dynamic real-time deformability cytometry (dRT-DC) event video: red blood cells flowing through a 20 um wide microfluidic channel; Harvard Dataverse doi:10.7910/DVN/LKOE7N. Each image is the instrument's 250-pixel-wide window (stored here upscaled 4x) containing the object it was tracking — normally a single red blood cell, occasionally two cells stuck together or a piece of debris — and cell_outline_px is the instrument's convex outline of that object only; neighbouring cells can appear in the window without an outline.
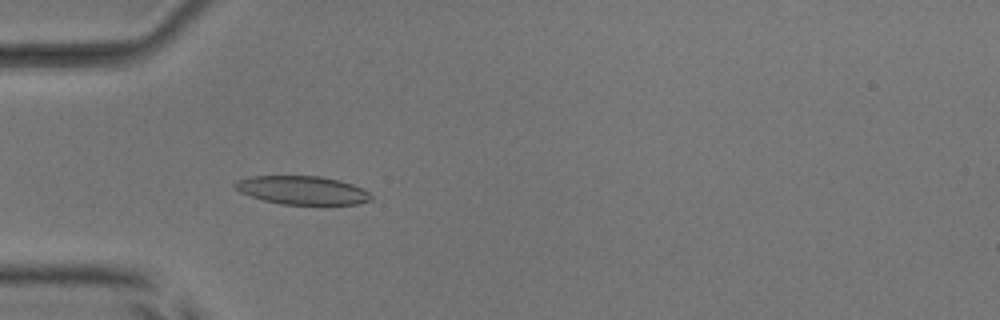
{"species": "common noctule bat (a hibernating species)", "species_latin": "Nyctalus noctula", "temperature_condition": "room temperature", "stored_images_in_passage": 44, "camera_frame_rate_fps": 3000, "um_per_image_px": 0.085, "animal": {"sex": "male", "body_mass_g": 17.9, "forearm_length_mm": 54.2}, "frame": {"image": 1, "passage_image": 9, "time_ms": 2.667, "image_size_px": [1000, 320], "cell_outline_px": [[372, 200], [356, 204], [280, 204], [264, 200], [240, 192], [232, 184], [240, 180], [252, 176], [320, 176], [352, 184], [368, 192], [372, 196]], "centroid_in_image_um": [25.69, 16.17], "position_along_channel_um": 59.3, "area_um2": 22.2}}
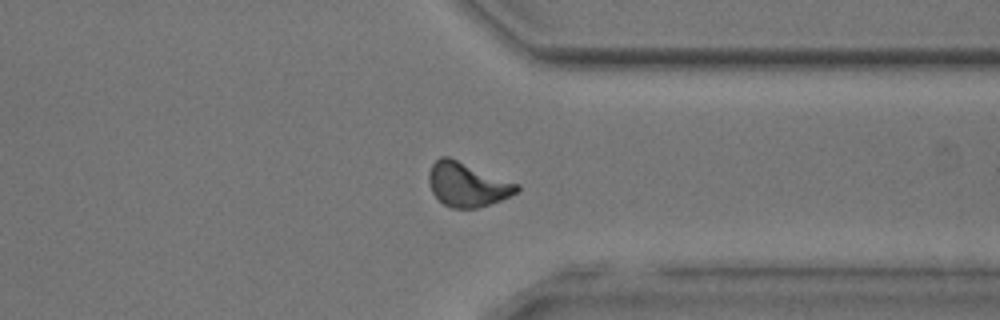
{"frame": {"image": 2, "passage_image": 33, "time_ms": 10.667, "image_size_px": [1000, 320], "cell_outline_px": [[520, 188], [516, 192], [500, 200], [476, 208], [452, 208], [444, 204], [432, 192], [428, 180], [428, 176], [432, 164], [440, 156], [448, 156], [520, 184]], "centroid_in_image_um": [39.71, 15.67], "position_along_channel_um": 371.7, "area_um2": 22.43}}
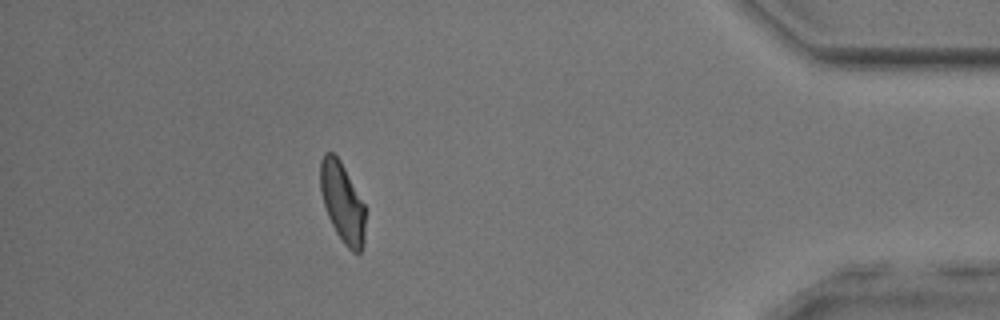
{"frame": {"image": 3, "passage_image": 39, "time_ms": 12.667, "image_size_px": [1000, 320], "cell_outline_px": [[364, 244], [360, 252], [352, 252], [344, 244], [336, 232], [328, 216], [320, 192], [320, 160], [324, 152], [332, 152], [340, 160], [364, 204]], "centroid_in_image_um": [29.08, 17.19], "position_along_channel_um": 406.1, "area_um2": 20.69}, "authors_computed_cell_mechanics": {"area_um2": 21.7617, "velocity_mm_per_s": 3.9916, "shape_relaxation_time_tau1_ms": 4.0199, "shape_relaxation_time_tau2_ms": 2.1205, "deformation_change_tau1": 0.14, "deformation_change_tau2": 0.0855}}